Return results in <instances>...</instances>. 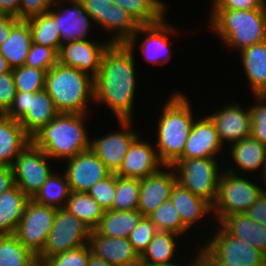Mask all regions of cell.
I'll use <instances>...</instances> for the list:
<instances>
[{
  "label": "cell",
  "instance_id": "cell-60",
  "mask_svg": "<svg viewBox=\"0 0 266 266\" xmlns=\"http://www.w3.org/2000/svg\"><path fill=\"white\" fill-rule=\"evenodd\" d=\"M219 0H213V5H215Z\"/></svg>",
  "mask_w": 266,
  "mask_h": 266
},
{
  "label": "cell",
  "instance_id": "cell-57",
  "mask_svg": "<svg viewBox=\"0 0 266 266\" xmlns=\"http://www.w3.org/2000/svg\"><path fill=\"white\" fill-rule=\"evenodd\" d=\"M12 68L9 66L7 60L0 54V74L10 72Z\"/></svg>",
  "mask_w": 266,
  "mask_h": 266
},
{
  "label": "cell",
  "instance_id": "cell-3",
  "mask_svg": "<svg viewBox=\"0 0 266 266\" xmlns=\"http://www.w3.org/2000/svg\"><path fill=\"white\" fill-rule=\"evenodd\" d=\"M88 113H59L38 131L32 142L51 159H71L90 149V139L84 126Z\"/></svg>",
  "mask_w": 266,
  "mask_h": 266
},
{
  "label": "cell",
  "instance_id": "cell-38",
  "mask_svg": "<svg viewBox=\"0 0 266 266\" xmlns=\"http://www.w3.org/2000/svg\"><path fill=\"white\" fill-rule=\"evenodd\" d=\"M147 217L155 224L158 231L172 232L180 236L189 231L182 224L180 213L173 205L171 196Z\"/></svg>",
  "mask_w": 266,
  "mask_h": 266
},
{
  "label": "cell",
  "instance_id": "cell-7",
  "mask_svg": "<svg viewBox=\"0 0 266 266\" xmlns=\"http://www.w3.org/2000/svg\"><path fill=\"white\" fill-rule=\"evenodd\" d=\"M219 166L222 165L218 163V158L212 157L179 159L173 168L178 183L212 206L217 196L222 173Z\"/></svg>",
  "mask_w": 266,
  "mask_h": 266
},
{
  "label": "cell",
  "instance_id": "cell-43",
  "mask_svg": "<svg viewBox=\"0 0 266 266\" xmlns=\"http://www.w3.org/2000/svg\"><path fill=\"white\" fill-rule=\"evenodd\" d=\"M87 193L95 199L104 210H112V202L116 193V174L111 173L105 179L94 184Z\"/></svg>",
  "mask_w": 266,
  "mask_h": 266
},
{
  "label": "cell",
  "instance_id": "cell-1",
  "mask_svg": "<svg viewBox=\"0 0 266 266\" xmlns=\"http://www.w3.org/2000/svg\"><path fill=\"white\" fill-rule=\"evenodd\" d=\"M134 51L126 43H110L94 77V103L105 104L117 120H133L136 91Z\"/></svg>",
  "mask_w": 266,
  "mask_h": 266
},
{
  "label": "cell",
  "instance_id": "cell-49",
  "mask_svg": "<svg viewBox=\"0 0 266 266\" xmlns=\"http://www.w3.org/2000/svg\"><path fill=\"white\" fill-rule=\"evenodd\" d=\"M266 0H219L213 9L252 10L265 9Z\"/></svg>",
  "mask_w": 266,
  "mask_h": 266
},
{
  "label": "cell",
  "instance_id": "cell-6",
  "mask_svg": "<svg viewBox=\"0 0 266 266\" xmlns=\"http://www.w3.org/2000/svg\"><path fill=\"white\" fill-rule=\"evenodd\" d=\"M239 176L226 169L220 175L217 196L211 211L217 220L216 224L228 215L244 213L263 193V187L253 183L246 175L245 178L243 175Z\"/></svg>",
  "mask_w": 266,
  "mask_h": 266
},
{
  "label": "cell",
  "instance_id": "cell-51",
  "mask_svg": "<svg viewBox=\"0 0 266 266\" xmlns=\"http://www.w3.org/2000/svg\"><path fill=\"white\" fill-rule=\"evenodd\" d=\"M195 257V266H234L217 260L203 245Z\"/></svg>",
  "mask_w": 266,
  "mask_h": 266
},
{
  "label": "cell",
  "instance_id": "cell-55",
  "mask_svg": "<svg viewBox=\"0 0 266 266\" xmlns=\"http://www.w3.org/2000/svg\"><path fill=\"white\" fill-rule=\"evenodd\" d=\"M87 266H113V265L108 263L106 260L102 259L101 257H98L93 253H90Z\"/></svg>",
  "mask_w": 266,
  "mask_h": 266
},
{
  "label": "cell",
  "instance_id": "cell-30",
  "mask_svg": "<svg viewBox=\"0 0 266 266\" xmlns=\"http://www.w3.org/2000/svg\"><path fill=\"white\" fill-rule=\"evenodd\" d=\"M142 217L138 210H107L103 212V217L94 231L106 237L128 238Z\"/></svg>",
  "mask_w": 266,
  "mask_h": 266
},
{
  "label": "cell",
  "instance_id": "cell-10",
  "mask_svg": "<svg viewBox=\"0 0 266 266\" xmlns=\"http://www.w3.org/2000/svg\"><path fill=\"white\" fill-rule=\"evenodd\" d=\"M56 211L57 209L39 204L33 199L26 203L14 235L36 257L43 251Z\"/></svg>",
  "mask_w": 266,
  "mask_h": 266
},
{
  "label": "cell",
  "instance_id": "cell-19",
  "mask_svg": "<svg viewBox=\"0 0 266 266\" xmlns=\"http://www.w3.org/2000/svg\"><path fill=\"white\" fill-rule=\"evenodd\" d=\"M165 171H164V169ZM173 166H163L157 172L140 179V193L137 210L148 216L170 196L173 186L177 182ZM167 169L169 170L167 172Z\"/></svg>",
  "mask_w": 266,
  "mask_h": 266
},
{
  "label": "cell",
  "instance_id": "cell-8",
  "mask_svg": "<svg viewBox=\"0 0 266 266\" xmlns=\"http://www.w3.org/2000/svg\"><path fill=\"white\" fill-rule=\"evenodd\" d=\"M58 114L46 90L37 93L17 91L12 106L5 113L11 119L18 120L31 138Z\"/></svg>",
  "mask_w": 266,
  "mask_h": 266
},
{
  "label": "cell",
  "instance_id": "cell-17",
  "mask_svg": "<svg viewBox=\"0 0 266 266\" xmlns=\"http://www.w3.org/2000/svg\"><path fill=\"white\" fill-rule=\"evenodd\" d=\"M67 2L71 8H63L60 3ZM57 8V11L54 9ZM54 9V11H53ZM56 21L62 43L87 40L88 31L91 29V17L80 0H54L52 8L48 12ZM87 38V39H86Z\"/></svg>",
  "mask_w": 266,
  "mask_h": 266
},
{
  "label": "cell",
  "instance_id": "cell-28",
  "mask_svg": "<svg viewBox=\"0 0 266 266\" xmlns=\"http://www.w3.org/2000/svg\"><path fill=\"white\" fill-rule=\"evenodd\" d=\"M171 197L173 205L180 213L182 224L187 229L212 211V206L207 201L195 196L178 182L173 186Z\"/></svg>",
  "mask_w": 266,
  "mask_h": 266
},
{
  "label": "cell",
  "instance_id": "cell-13",
  "mask_svg": "<svg viewBox=\"0 0 266 266\" xmlns=\"http://www.w3.org/2000/svg\"><path fill=\"white\" fill-rule=\"evenodd\" d=\"M117 121L123 131L110 132L99 139L90 140V149L111 173H116L120 169L129 146L139 136L137 132L129 129L131 128L132 120Z\"/></svg>",
  "mask_w": 266,
  "mask_h": 266
},
{
  "label": "cell",
  "instance_id": "cell-23",
  "mask_svg": "<svg viewBox=\"0 0 266 266\" xmlns=\"http://www.w3.org/2000/svg\"><path fill=\"white\" fill-rule=\"evenodd\" d=\"M30 142L32 138L18 120L0 114V165L11 167Z\"/></svg>",
  "mask_w": 266,
  "mask_h": 266
},
{
  "label": "cell",
  "instance_id": "cell-52",
  "mask_svg": "<svg viewBox=\"0 0 266 266\" xmlns=\"http://www.w3.org/2000/svg\"><path fill=\"white\" fill-rule=\"evenodd\" d=\"M18 21L19 20L14 16L0 13V45L8 39L11 28Z\"/></svg>",
  "mask_w": 266,
  "mask_h": 266
},
{
  "label": "cell",
  "instance_id": "cell-15",
  "mask_svg": "<svg viewBox=\"0 0 266 266\" xmlns=\"http://www.w3.org/2000/svg\"><path fill=\"white\" fill-rule=\"evenodd\" d=\"M170 25L166 22L165 17L151 25H139L133 37L126 44L131 49H134L137 36L145 33V38L142 39V43L138 47L144 59L154 65L164 64L171 59L172 51L170 50V42L168 41L170 39L168 38L170 34L173 35V32H176L175 28Z\"/></svg>",
  "mask_w": 266,
  "mask_h": 266
},
{
  "label": "cell",
  "instance_id": "cell-40",
  "mask_svg": "<svg viewBox=\"0 0 266 266\" xmlns=\"http://www.w3.org/2000/svg\"><path fill=\"white\" fill-rule=\"evenodd\" d=\"M16 91L37 93L45 90L47 71L29 66L12 69Z\"/></svg>",
  "mask_w": 266,
  "mask_h": 266
},
{
  "label": "cell",
  "instance_id": "cell-18",
  "mask_svg": "<svg viewBox=\"0 0 266 266\" xmlns=\"http://www.w3.org/2000/svg\"><path fill=\"white\" fill-rule=\"evenodd\" d=\"M223 107V109L208 115L213 122L222 146L227 141L230 144L251 137V113L249 107L235 103ZM243 107V108H242Z\"/></svg>",
  "mask_w": 266,
  "mask_h": 266
},
{
  "label": "cell",
  "instance_id": "cell-37",
  "mask_svg": "<svg viewBox=\"0 0 266 266\" xmlns=\"http://www.w3.org/2000/svg\"><path fill=\"white\" fill-rule=\"evenodd\" d=\"M37 257L12 235H0V266H30Z\"/></svg>",
  "mask_w": 266,
  "mask_h": 266
},
{
  "label": "cell",
  "instance_id": "cell-4",
  "mask_svg": "<svg viewBox=\"0 0 266 266\" xmlns=\"http://www.w3.org/2000/svg\"><path fill=\"white\" fill-rule=\"evenodd\" d=\"M45 90L59 113L84 114L94 101V78L57 62L47 71Z\"/></svg>",
  "mask_w": 266,
  "mask_h": 266
},
{
  "label": "cell",
  "instance_id": "cell-36",
  "mask_svg": "<svg viewBox=\"0 0 266 266\" xmlns=\"http://www.w3.org/2000/svg\"><path fill=\"white\" fill-rule=\"evenodd\" d=\"M138 24L134 19L119 5L109 6L107 19V30L112 36L110 43H127L135 34ZM114 31V34H113Z\"/></svg>",
  "mask_w": 266,
  "mask_h": 266
},
{
  "label": "cell",
  "instance_id": "cell-39",
  "mask_svg": "<svg viewBox=\"0 0 266 266\" xmlns=\"http://www.w3.org/2000/svg\"><path fill=\"white\" fill-rule=\"evenodd\" d=\"M140 193V179L125 178L116 175V193L112 210H137Z\"/></svg>",
  "mask_w": 266,
  "mask_h": 266
},
{
  "label": "cell",
  "instance_id": "cell-58",
  "mask_svg": "<svg viewBox=\"0 0 266 266\" xmlns=\"http://www.w3.org/2000/svg\"><path fill=\"white\" fill-rule=\"evenodd\" d=\"M30 266H47L44 260L36 258Z\"/></svg>",
  "mask_w": 266,
  "mask_h": 266
},
{
  "label": "cell",
  "instance_id": "cell-45",
  "mask_svg": "<svg viewBox=\"0 0 266 266\" xmlns=\"http://www.w3.org/2000/svg\"><path fill=\"white\" fill-rule=\"evenodd\" d=\"M57 62V52L53 48L32 42L25 65L48 71Z\"/></svg>",
  "mask_w": 266,
  "mask_h": 266
},
{
  "label": "cell",
  "instance_id": "cell-35",
  "mask_svg": "<svg viewBox=\"0 0 266 266\" xmlns=\"http://www.w3.org/2000/svg\"><path fill=\"white\" fill-rule=\"evenodd\" d=\"M27 22L31 30L32 42L51 47L58 53L62 42L55 19L49 13H45L31 17Z\"/></svg>",
  "mask_w": 266,
  "mask_h": 266
},
{
  "label": "cell",
  "instance_id": "cell-44",
  "mask_svg": "<svg viewBox=\"0 0 266 266\" xmlns=\"http://www.w3.org/2000/svg\"><path fill=\"white\" fill-rule=\"evenodd\" d=\"M91 253L88 244L44 259L47 266H87Z\"/></svg>",
  "mask_w": 266,
  "mask_h": 266
},
{
  "label": "cell",
  "instance_id": "cell-16",
  "mask_svg": "<svg viewBox=\"0 0 266 266\" xmlns=\"http://www.w3.org/2000/svg\"><path fill=\"white\" fill-rule=\"evenodd\" d=\"M91 40H75L62 43L57 53L58 63L83 71L93 78L98 74L104 51L109 46Z\"/></svg>",
  "mask_w": 266,
  "mask_h": 266
},
{
  "label": "cell",
  "instance_id": "cell-50",
  "mask_svg": "<svg viewBox=\"0 0 266 266\" xmlns=\"http://www.w3.org/2000/svg\"><path fill=\"white\" fill-rule=\"evenodd\" d=\"M249 218L266 226V192L244 212Z\"/></svg>",
  "mask_w": 266,
  "mask_h": 266
},
{
  "label": "cell",
  "instance_id": "cell-48",
  "mask_svg": "<svg viewBox=\"0 0 266 266\" xmlns=\"http://www.w3.org/2000/svg\"><path fill=\"white\" fill-rule=\"evenodd\" d=\"M53 4L54 0H20L19 20H27L48 13Z\"/></svg>",
  "mask_w": 266,
  "mask_h": 266
},
{
  "label": "cell",
  "instance_id": "cell-31",
  "mask_svg": "<svg viewBox=\"0 0 266 266\" xmlns=\"http://www.w3.org/2000/svg\"><path fill=\"white\" fill-rule=\"evenodd\" d=\"M134 19L138 25H151L161 21L166 15V6L160 0H112Z\"/></svg>",
  "mask_w": 266,
  "mask_h": 266
},
{
  "label": "cell",
  "instance_id": "cell-14",
  "mask_svg": "<svg viewBox=\"0 0 266 266\" xmlns=\"http://www.w3.org/2000/svg\"><path fill=\"white\" fill-rule=\"evenodd\" d=\"M65 161L67 164L64 173L73 192H87L94 184L111 174L91 149Z\"/></svg>",
  "mask_w": 266,
  "mask_h": 266
},
{
  "label": "cell",
  "instance_id": "cell-53",
  "mask_svg": "<svg viewBox=\"0 0 266 266\" xmlns=\"http://www.w3.org/2000/svg\"><path fill=\"white\" fill-rule=\"evenodd\" d=\"M15 185L12 167L0 165V195Z\"/></svg>",
  "mask_w": 266,
  "mask_h": 266
},
{
  "label": "cell",
  "instance_id": "cell-34",
  "mask_svg": "<svg viewBox=\"0 0 266 266\" xmlns=\"http://www.w3.org/2000/svg\"><path fill=\"white\" fill-rule=\"evenodd\" d=\"M177 237V239H176ZM179 235L172 232L158 231L140 256V260L154 264H169L174 258Z\"/></svg>",
  "mask_w": 266,
  "mask_h": 266
},
{
  "label": "cell",
  "instance_id": "cell-12",
  "mask_svg": "<svg viewBox=\"0 0 266 266\" xmlns=\"http://www.w3.org/2000/svg\"><path fill=\"white\" fill-rule=\"evenodd\" d=\"M214 233L203 246L217 260L234 266H266V256L246 240L230 236L220 225Z\"/></svg>",
  "mask_w": 266,
  "mask_h": 266
},
{
  "label": "cell",
  "instance_id": "cell-24",
  "mask_svg": "<svg viewBox=\"0 0 266 266\" xmlns=\"http://www.w3.org/2000/svg\"><path fill=\"white\" fill-rule=\"evenodd\" d=\"M220 225L230 236L253 245L266 256V226L249 218L245 213L226 216Z\"/></svg>",
  "mask_w": 266,
  "mask_h": 266
},
{
  "label": "cell",
  "instance_id": "cell-32",
  "mask_svg": "<svg viewBox=\"0 0 266 266\" xmlns=\"http://www.w3.org/2000/svg\"><path fill=\"white\" fill-rule=\"evenodd\" d=\"M64 209L85 223L90 230L99 225L104 212L99 203L87 192L71 191Z\"/></svg>",
  "mask_w": 266,
  "mask_h": 266
},
{
  "label": "cell",
  "instance_id": "cell-41",
  "mask_svg": "<svg viewBox=\"0 0 266 266\" xmlns=\"http://www.w3.org/2000/svg\"><path fill=\"white\" fill-rule=\"evenodd\" d=\"M254 97L257 104L249 107L252 122L251 137L266 146V94H255Z\"/></svg>",
  "mask_w": 266,
  "mask_h": 266
},
{
  "label": "cell",
  "instance_id": "cell-59",
  "mask_svg": "<svg viewBox=\"0 0 266 266\" xmlns=\"http://www.w3.org/2000/svg\"><path fill=\"white\" fill-rule=\"evenodd\" d=\"M263 177H265V178H263V180H264V179L266 180V165H265V168H264V171H263ZM265 182H266V181H265ZM263 191L266 192L265 187L263 188Z\"/></svg>",
  "mask_w": 266,
  "mask_h": 266
},
{
  "label": "cell",
  "instance_id": "cell-9",
  "mask_svg": "<svg viewBox=\"0 0 266 266\" xmlns=\"http://www.w3.org/2000/svg\"><path fill=\"white\" fill-rule=\"evenodd\" d=\"M90 228L66 209H57L54 224L48 234L43 251L38 259L64 253L76 247L88 244Z\"/></svg>",
  "mask_w": 266,
  "mask_h": 266
},
{
  "label": "cell",
  "instance_id": "cell-56",
  "mask_svg": "<svg viewBox=\"0 0 266 266\" xmlns=\"http://www.w3.org/2000/svg\"><path fill=\"white\" fill-rule=\"evenodd\" d=\"M180 262H172L169 264H154V263H147L145 261L140 260L136 266H184L182 264H179ZM186 266H195V259L190 261V265L186 264Z\"/></svg>",
  "mask_w": 266,
  "mask_h": 266
},
{
  "label": "cell",
  "instance_id": "cell-25",
  "mask_svg": "<svg viewBox=\"0 0 266 266\" xmlns=\"http://www.w3.org/2000/svg\"><path fill=\"white\" fill-rule=\"evenodd\" d=\"M230 153L232 156V162L237 165L236 168H226L227 171L238 174L237 170L243 171V173H253L255 171H261L263 173L266 165V146L260 143L258 140L247 137L240 140L237 143L230 145ZM231 168V169H230ZM236 169V170H235Z\"/></svg>",
  "mask_w": 266,
  "mask_h": 266
},
{
  "label": "cell",
  "instance_id": "cell-29",
  "mask_svg": "<svg viewBox=\"0 0 266 266\" xmlns=\"http://www.w3.org/2000/svg\"><path fill=\"white\" fill-rule=\"evenodd\" d=\"M28 200L16 185L0 195V235L15 233Z\"/></svg>",
  "mask_w": 266,
  "mask_h": 266
},
{
  "label": "cell",
  "instance_id": "cell-5",
  "mask_svg": "<svg viewBox=\"0 0 266 266\" xmlns=\"http://www.w3.org/2000/svg\"><path fill=\"white\" fill-rule=\"evenodd\" d=\"M209 25L226 46L238 51L266 41V8L252 10L213 9Z\"/></svg>",
  "mask_w": 266,
  "mask_h": 266
},
{
  "label": "cell",
  "instance_id": "cell-46",
  "mask_svg": "<svg viewBox=\"0 0 266 266\" xmlns=\"http://www.w3.org/2000/svg\"><path fill=\"white\" fill-rule=\"evenodd\" d=\"M87 13L92 19V22L102 29L107 31V19L109 6L113 5L112 0H80Z\"/></svg>",
  "mask_w": 266,
  "mask_h": 266
},
{
  "label": "cell",
  "instance_id": "cell-26",
  "mask_svg": "<svg viewBox=\"0 0 266 266\" xmlns=\"http://www.w3.org/2000/svg\"><path fill=\"white\" fill-rule=\"evenodd\" d=\"M32 44V35L27 20H19L12 28L8 39L0 45V54L13 69L24 66Z\"/></svg>",
  "mask_w": 266,
  "mask_h": 266
},
{
  "label": "cell",
  "instance_id": "cell-11",
  "mask_svg": "<svg viewBox=\"0 0 266 266\" xmlns=\"http://www.w3.org/2000/svg\"><path fill=\"white\" fill-rule=\"evenodd\" d=\"M51 158L33 142L15 159L12 167L15 185L32 199L52 172Z\"/></svg>",
  "mask_w": 266,
  "mask_h": 266
},
{
  "label": "cell",
  "instance_id": "cell-33",
  "mask_svg": "<svg viewBox=\"0 0 266 266\" xmlns=\"http://www.w3.org/2000/svg\"><path fill=\"white\" fill-rule=\"evenodd\" d=\"M60 176L52 172L40 190L32 198L35 202L55 209L64 208L70 196L66 174Z\"/></svg>",
  "mask_w": 266,
  "mask_h": 266
},
{
  "label": "cell",
  "instance_id": "cell-21",
  "mask_svg": "<svg viewBox=\"0 0 266 266\" xmlns=\"http://www.w3.org/2000/svg\"><path fill=\"white\" fill-rule=\"evenodd\" d=\"M222 148L215 126L206 115L194 121L180 159L218 158Z\"/></svg>",
  "mask_w": 266,
  "mask_h": 266
},
{
  "label": "cell",
  "instance_id": "cell-22",
  "mask_svg": "<svg viewBox=\"0 0 266 266\" xmlns=\"http://www.w3.org/2000/svg\"><path fill=\"white\" fill-rule=\"evenodd\" d=\"M88 245L91 253L113 266H136L140 261V255L128 238L106 237L91 230Z\"/></svg>",
  "mask_w": 266,
  "mask_h": 266
},
{
  "label": "cell",
  "instance_id": "cell-20",
  "mask_svg": "<svg viewBox=\"0 0 266 266\" xmlns=\"http://www.w3.org/2000/svg\"><path fill=\"white\" fill-rule=\"evenodd\" d=\"M155 148L138 136L129 146L120 169L115 174L125 178L143 179L157 172L164 165L159 160Z\"/></svg>",
  "mask_w": 266,
  "mask_h": 266
},
{
  "label": "cell",
  "instance_id": "cell-54",
  "mask_svg": "<svg viewBox=\"0 0 266 266\" xmlns=\"http://www.w3.org/2000/svg\"><path fill=\"white\" fill-rule=\"evenodd\" d=\"M20 0H0V13L11 15L19 20Z\"/></svg>",
  "mask_w": 266,
  "mask_h": 266
},
{
  "label": "cell",
  "instance_id": "cell-2",
  "mask_svg": "<svg viewBox=\"0 0 266 266\" xmlns=\"http://www.w3.org/2000/svg\"><path fill=\"white\" fill-rule=\"evenodd\" d=\"M163 105L158 119L156 153L164 166H173L181 157L196 120L190 100L180 92L174 93Z\"/></svg>",
  "mask_w": 266,
  "mask_h": 266
},
{
  "label": "cell",
  "instance_id": "cell-27",
  "mask_svg": "<svg viewBox=\"0 0 266 266\" xmlns=\"http://www.w3.org/2000/svg\"><path fill=\"white\" fill-rule=\"evenodd\" d=\"M240 55L253 95L266 94V41L243 49Z\"/></svg>",
  "mask_w": 266,
  "mask_h": 266
},
{
  "label": "cell",
  "instance_id": "cell-42",
  "mask_svg": "<svg viewBox=\"0 0 266 266\" xmlns=\"http://www.w3.org/2000/svg\"><path fill=\"white\" fill-rule=\"evenodd\" d=\"M157 232L155 224L147 216H143L129 234L128 241L141 256Z\"/></svg>",
  "mask_w": 266,
  "mask_h": 266
},
{
  "label": "cell",
  "instance_id": "cell-47",
  "mask_svg": "<svg viewBox=\"0 0 266 266\" xmlns=\"http://www.w3.org/2000/svg\"><path fill=\"white\" fill-rule=\"evenodd\" d=\"M16 92L12 70L0 74V114H5L10 109Z\"/></svg>",
  "mask_w": 266,
  "mask_h": 266
}]
</instances>
